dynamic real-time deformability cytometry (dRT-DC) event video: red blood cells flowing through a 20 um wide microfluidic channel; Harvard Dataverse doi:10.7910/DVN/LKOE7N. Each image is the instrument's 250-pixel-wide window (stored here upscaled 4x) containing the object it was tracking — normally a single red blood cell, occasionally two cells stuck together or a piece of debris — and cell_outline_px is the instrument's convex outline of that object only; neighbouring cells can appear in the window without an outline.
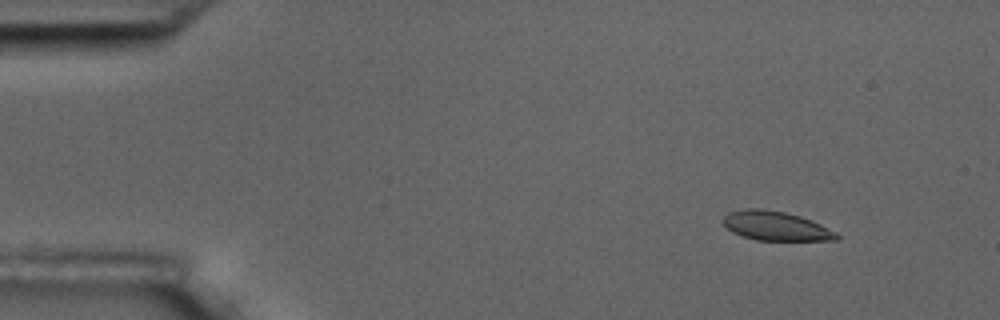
{"species": "common noctule bat (a hibernating species)", "species_latin": "Nyctalus noctula", "temperature_condition": "room temperature", "stored_images_in_passage": 4, "camera_frame_rate_fps": 3000, "um_per_image_px": 0.085, "animal": {"sex": "male", "body_mass_g": 17.5, "forearm_length_mm": 52.3}, "frame": {"image": 1, "passage_image": 1, "time_ms": 0.0, "image_size_px": [1000, 320], "cell_outline_px": [[840, 236], [836, 240], [756, 240], [732, 232], [724, 224], [724, 216], [728, 212], [748, 208], [764, 208], [784, 212], [800, 216], [812, 220], [836, 232]], "centroid_in_image_um": [65.95, 19.2], "position_along_channel_um": 19.1, "area_um2": 19.19}}
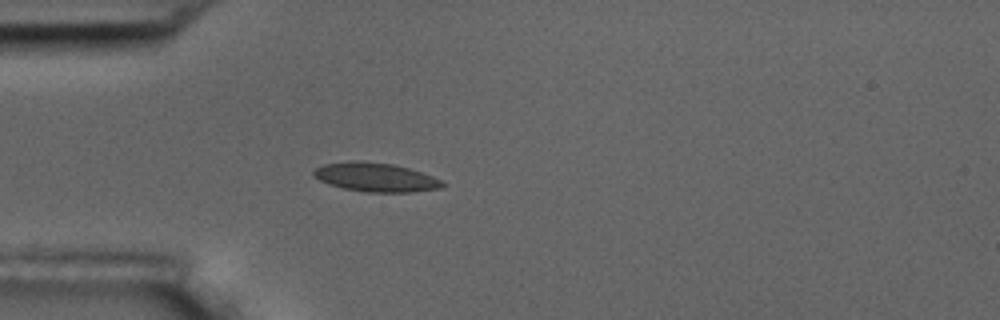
{"frame": {"image": 2, "passage_image": 4, "time_ms": 3.333, "image_size_px": [1000, 320], "cell_outline_px": [[448, 184], [440, 188], [412, 192], [368, 192], [344, 188], [320, 180], [312, 176], [312, 172], [316, 168], [324, 164], [352, 160], [360, 160], [392, 164], [408, 168], [432, 176]], "centroid_in_image_um": [31.93, 15.06], "position_along_channel_um": 53.1, "area_um2": 21.56}}